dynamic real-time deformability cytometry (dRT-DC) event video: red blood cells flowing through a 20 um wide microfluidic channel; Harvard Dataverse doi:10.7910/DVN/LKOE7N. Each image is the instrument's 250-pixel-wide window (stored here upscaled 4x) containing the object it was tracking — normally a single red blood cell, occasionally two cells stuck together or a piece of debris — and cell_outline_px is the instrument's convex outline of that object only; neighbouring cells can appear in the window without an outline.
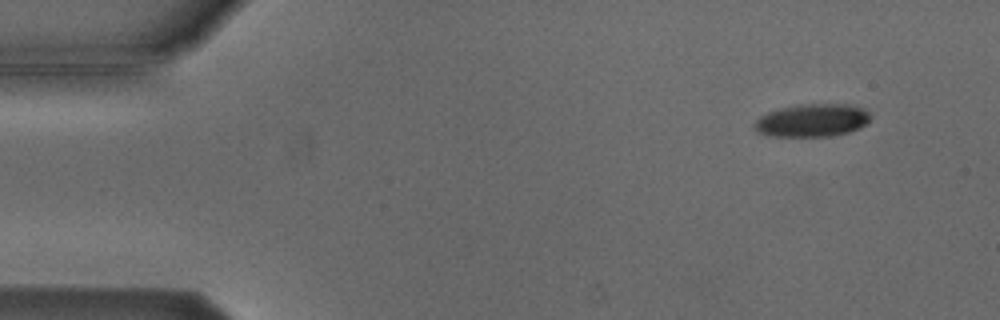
{"species": "Egyptian fruit bat (a non-hibernating species)", "species_latin": "Rousettus aegyptiacus", "temperature_condition": "cold", "stored_images_in_passage": 4, "camera_frame_rate_fps": 3000, "um_per_image_px": 0.085, "animal": {"sex": "male"}, "frame": {"image": 1, "passage_image": 1, "time_ms": 0.0, "image_size_px": [1000, 320], "cell_outline_px": [[872, 116], [860, 128], [848, 132], [832, 136], [768, 136], [760, 132], [756, 128], [756, 120], [760, 116], [768, 112], [784, 108], [804, 104], [848, 104], [864, 108]], "centroid_in_image_um": [69.09, 10.23], "position_along_channel_um": 15.9, "area_um2": 21.91}}